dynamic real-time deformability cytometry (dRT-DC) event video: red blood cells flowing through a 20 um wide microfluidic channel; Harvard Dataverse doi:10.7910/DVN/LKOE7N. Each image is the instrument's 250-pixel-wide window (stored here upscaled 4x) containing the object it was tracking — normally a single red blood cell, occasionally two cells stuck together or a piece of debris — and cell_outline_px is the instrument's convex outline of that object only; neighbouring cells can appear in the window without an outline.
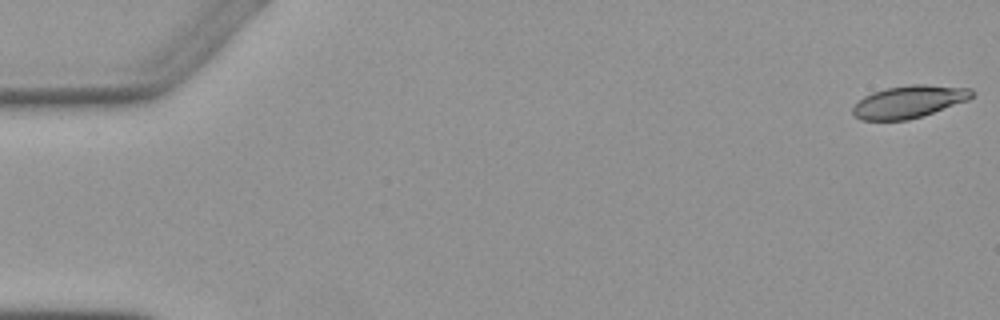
{"species": "Egyptian fruit bat (a non-hibernating species)", "species_latin": "Rousettus aegyptiacus", "temperature_condition": "warm", "stored_images_in_passage": 5, "camera_frame_rate_fps": 3000, "um_per_image_px": 0.085, "animal": {"sex": "female"}, "frame": {"image": 1, "passage_image": 1, "time_ms": 0.0, "image_size_px": [1000, 320], "cell_outline_px": [[976, 92], [968, 100], [924, 116], [908, 120], [860, 120], [852, 112], [852, 108], [864, 96], [872, 92], [888, 88], [908, 84], [924, 84], [972, 88]], "centroid_in_image_um": [77.3, 8.64], "position_along_channel_um": 7.7, "area_um2": 22.6}}
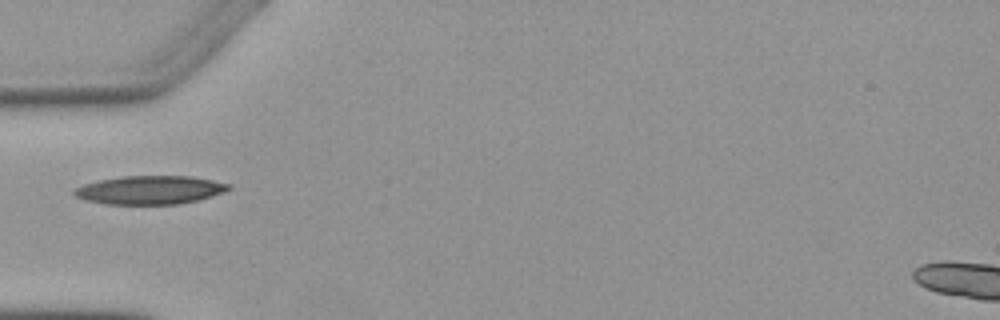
{"frame": {"image": 2, "passage_image": 4, "time_ms": 5.667, "image_size_px": [1000, 320], "cell_outline_px": [[232, 188], [224, 192], [212, 196], [180, 204], [104, 204], [88, 200], [76, 196], [72, 192], [76, 188], [84, 184], [100, 180], [124, 176], [192, 176], [232, 184]], "centroid_in_image_um": [12.79, 16.14], "position_along_channel_um": 72.2, "area_um2": 25.55}}